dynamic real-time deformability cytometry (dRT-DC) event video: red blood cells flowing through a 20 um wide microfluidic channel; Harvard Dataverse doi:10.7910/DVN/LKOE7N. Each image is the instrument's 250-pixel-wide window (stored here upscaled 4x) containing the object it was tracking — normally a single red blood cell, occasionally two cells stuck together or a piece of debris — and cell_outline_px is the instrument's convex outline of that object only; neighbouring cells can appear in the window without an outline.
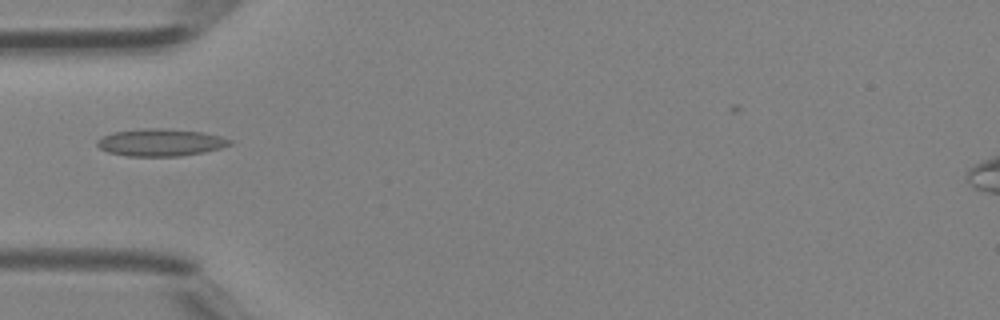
{"species": "Egyptian fruit bat (a non-hibernating species)", "species_latin": "Rousettus aegyptiacus", "temperature_condition": "room temperature", "stored_images_in_passage": 29, "camera_frame_rate_fps": 3000, "um_per_image_px": 0.085, "animal": {"sex": "female"}, "frame": {"image": 1, "passage_image": 1, "time_ms": 0.0, "image_size_px": [1000, 320], "cell_outline_px": [[232, 144], [220, 148], [204, 152], [180, 156], [128, 156], [108, 152], [100, 148], [96, 144], [96, 140], [112, 132], [144, 128], [164, 128], [200, 132], [220, 136], [232, 140]], "centroid_in_image_um": [13.63, 12.11], "position_along_channel_um": 71.4, "area_um2": 21.04}}
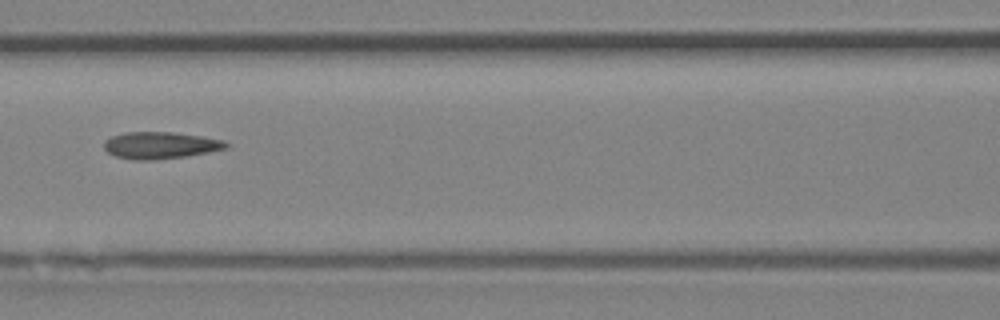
{"frame": {"image": 2, "passage_image": 6, "time_ms": 1.667, "image_size_px": [1000, 320], "cell_outline_px": [[232, 144], [228, 148], [188, 156], [152, 160], [132, 160], [116, 156], [108, 152], [104, 148], [104, 140], [112, 136], [124, 132], [172, 132], [200, 136], [224, 140]], "centroid_in_image_um": [13.65, 12.35], "position_along_channel_um": 152.9, "area_um2": 19.25}}
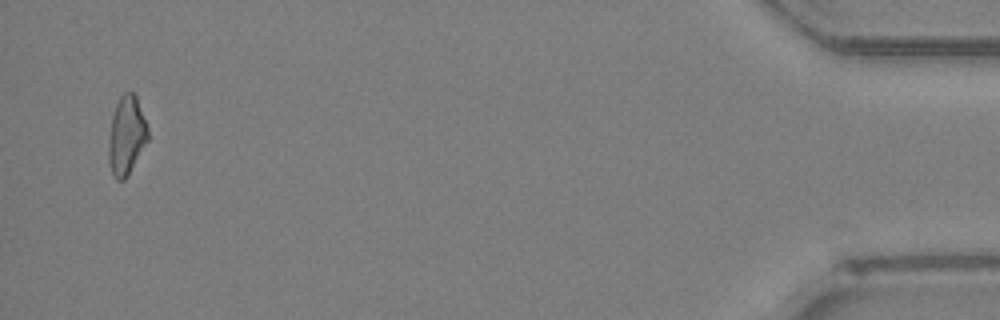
{"frame": {"image": 3, "passage_image": 28, "time_ms": 9.0, "image_size_px": [1000, 320], "cell_outline_px": [[148, 140], [128, 176], [124, 180], [116, 180], [112, 172], [108, 160], [108, 140], [112, 112], [120, 96], [124, 92], [132, 92], [136, 96], [148, 128]], "centroid_in_image_um": [10.73, 11.52], "position_along_channel_um": 424.5, "area_um2": 18.15}}